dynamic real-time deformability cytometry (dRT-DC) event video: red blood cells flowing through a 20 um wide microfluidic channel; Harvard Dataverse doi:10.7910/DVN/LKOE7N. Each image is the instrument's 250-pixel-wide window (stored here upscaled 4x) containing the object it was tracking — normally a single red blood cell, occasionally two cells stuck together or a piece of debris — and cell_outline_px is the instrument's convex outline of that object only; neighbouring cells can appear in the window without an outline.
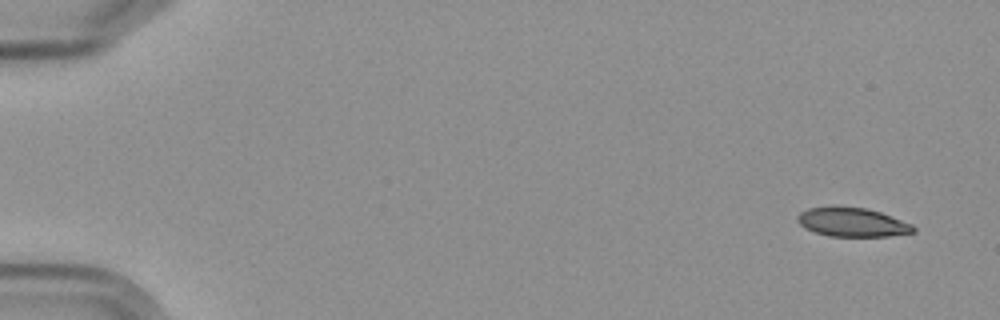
{"species": "Egyptian fruit bat (a non-hibernating species)", "species_latin": "Rousettus aegyptiacus", "temperature_condition": "cold", "stored_images_in_passage": 9, "camera_frame_rate_fps": 3000, "um_per_image_px": 0.085, "frame": {"image": 1, "passage_image": 1, "time_ms": 0.0, "image_size_px": [1000, 320], "cell_outline_px": [[916, 232], [888, 236], [828, 236], [804, 228], [796, 220], [796, 216], [800, 212], [808, 208], [832, 204], [864, 208], [880, 212], [912, 224], [916, 228]], "centroid_in_image_um": [72.39, 18.86], "position_along_channel_um": 12.6, "area_um2": 19.94}}
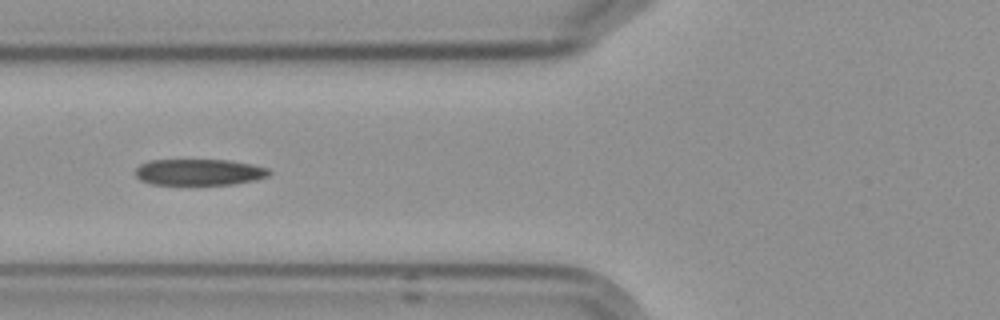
{"frame": {"image": 2, "passage_image": 7, "time_ms": 6.667, "image_size_px": [1000, 320], "cell_outline_px": [[272, 172], [268, 176], [256, 180], [232, 184], [152, 184], [140, 180], [136, 176], [136, 168], [140, 164], [148, 160], [228, 160], [252, 164], [268, 168]], "centroid_in_image_um": [16.94, 14.62], "position_along_channel_um": 108.9, "area_um2": 20.46}}
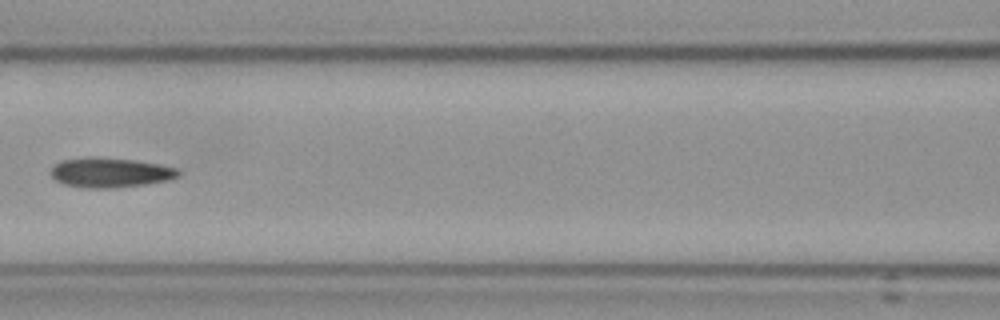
{"frame": {"image": 3, "passage_image": 8, "time_ms": 8.0, "image_size_px": [1000, 320], "cell_outline_px": [[180, 176], [168, 180], [144, 184], [116, 188], [88, 188], [64, 184], [56, 180], [48, 172], [52, 164], [64, 160], [88, 156], [96, 156], [136, 160], [160, 164], [180, 168]], "centroid_in_image_um": [9.36, 14.65], "position_along_channel_um": 157.2, "area_um2": 22.54}}